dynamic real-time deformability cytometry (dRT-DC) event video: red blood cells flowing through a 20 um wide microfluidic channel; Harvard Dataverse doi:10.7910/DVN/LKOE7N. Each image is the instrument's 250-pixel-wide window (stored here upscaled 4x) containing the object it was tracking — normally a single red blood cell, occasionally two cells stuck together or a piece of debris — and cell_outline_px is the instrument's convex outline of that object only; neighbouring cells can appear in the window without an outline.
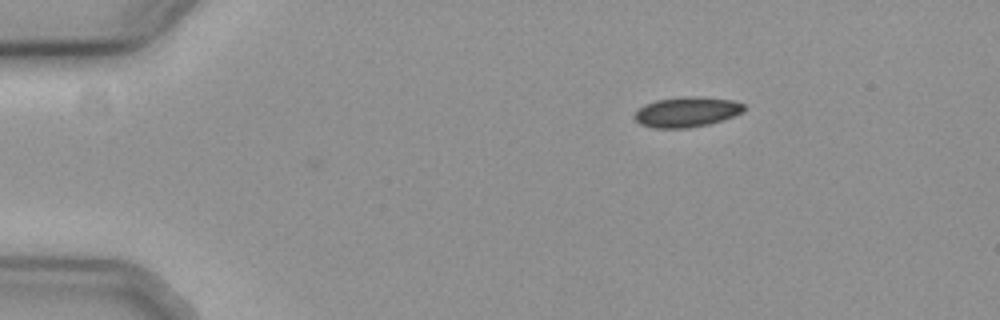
{"species": "common noctule bat (a hibernating species)", "species_latin": "Nyctalus noctula", "temperature_condition": "cold", "stored_images_in_passage": 5, "camera_frame_rate_fps": 3000, "um_per_image_px": 0.085, "animal": {"sex": "female", "body_mass_g": 19.3, "forearm_length_mm": 54.1}, "frame": {"image": 1, "passage_image": 5, "time_ms": 1.333, "image_size_px": [1000, 320], "cell_outline_px": [[744, 108], [740, 112], [732, 116], [708, 124], [688, 128], [656, 128], [640, 124], [632, 116], [644, 104], [656, 100], [680, 96], [696, 96], [732, 100], [744, 104]], "centroid_in_image_um": [58.32, 9.5], "position_along_channel_um": 26.7, "area_um2": 19.07}}